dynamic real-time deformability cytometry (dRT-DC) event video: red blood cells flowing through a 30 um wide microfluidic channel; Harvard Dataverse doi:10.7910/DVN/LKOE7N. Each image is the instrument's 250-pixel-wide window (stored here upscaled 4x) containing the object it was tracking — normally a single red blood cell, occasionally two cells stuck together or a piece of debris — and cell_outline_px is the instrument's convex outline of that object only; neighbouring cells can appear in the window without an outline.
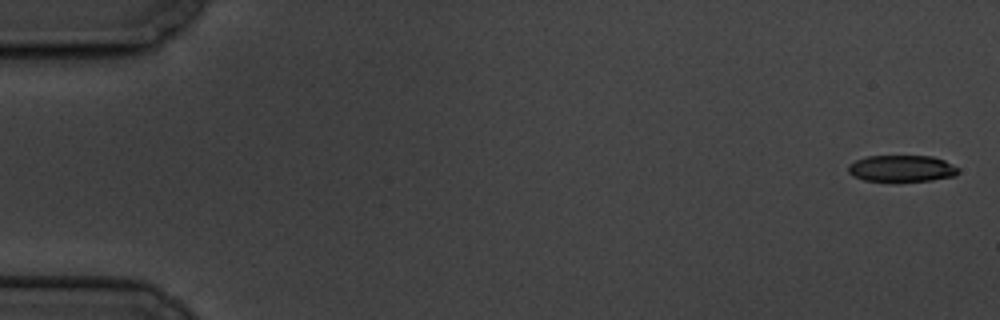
{"species": "common noctule bat (a hibernating species)", "species_latin": "Nyctalus noctula", "temperature_condition": "cold", "stored_images_in_passage": 6, "camera_frame_rate_fps": 3000, "um_per_image_px": 0.085, "animal": {"sex": "male", "body_mass_g": 19.5, "forearm_length_mm": 54.6}, "frame": {"image": 1, "passage_image": 1, "time_ms": 0.0, "image_size_px": [1000, 320], "cell_outline_px": [[960, 172], [956, 176], [932, 180], [864, 180], [852, 176], [848, 172], [848, 164], [856, 160], [868, 156], [932, 156], [944, 160], [960, 168]], "centroid_in_image_um": [76.67, 14.31], "position_along_channel_um": 8.3, "area_um2": 16.94}}
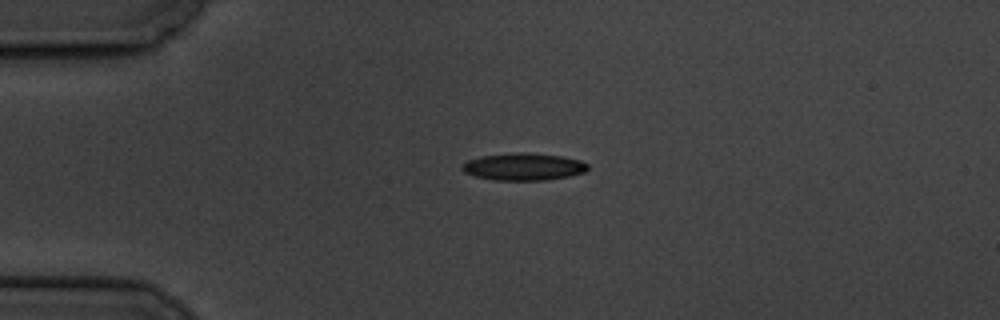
{"frame": {"image": 2, "passage_image": 4, "time_ms": 4.333, "image_size_px": [1000, 320], "cell_outline_px": [[588, 168], [584, 172], [568, 176], [548, 180], [496, 180], [476, 176], [464, 172], [460, 168], [460, 164], [468, 160], [480, 156], [520, 152], [528, 152], [560, 156], [580, 160], [588, 164]], "centroid_in_image_um": [44.47, 14.17], "position_along_channel_um": 40.5, "area_um2": 19.94}}
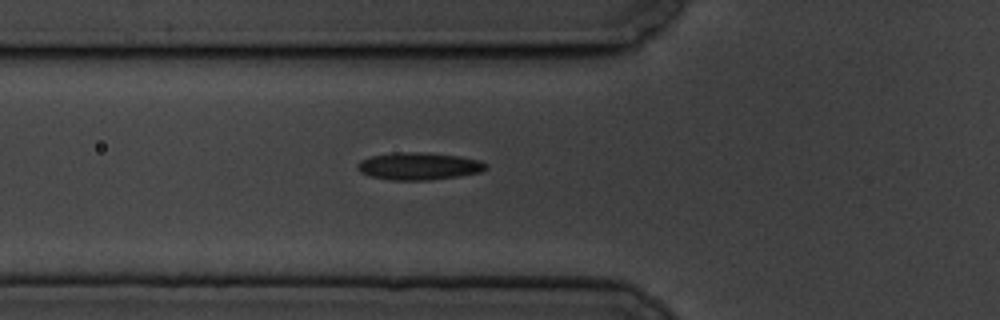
{"frame": {"image": 3, "passage_image": 6, "time_ms": 6.667, "image_size_px": [1000, 320], "cell_outline_px": [[488, 168], [480, 172], [456, 176], [428, 180], [392, 180], [372, 176], [360, 172], [356, 168], [356, 164], [360, 160], [372, 156], [396, 152], [428, 152], [460, 156], [480, 160], [488, 164]], "centroid_in_image_um": [35.61, 14.11], "position_along_channel_um": 90.2, "area_um2": 20.52}}